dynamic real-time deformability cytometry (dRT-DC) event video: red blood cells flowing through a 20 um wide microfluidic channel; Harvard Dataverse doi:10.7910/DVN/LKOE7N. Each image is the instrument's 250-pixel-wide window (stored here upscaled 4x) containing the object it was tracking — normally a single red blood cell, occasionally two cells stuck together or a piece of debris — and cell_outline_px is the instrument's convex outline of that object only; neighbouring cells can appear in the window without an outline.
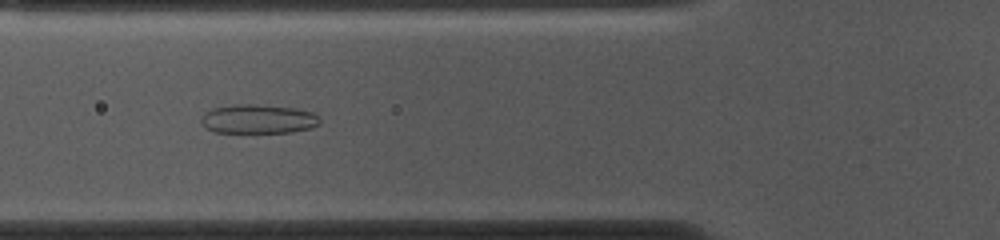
{"species": "common noctule bat (a hibernating species)", "species_latin": "Nyctalus noctula", "temperature_condition": "cold", "stored_images_in_passage": 53, "camera_frame_rate_fps": 3000, "um_per_image_px": 0.085, "animal": {"sex": "female", "body_mass_g": 10.0, "forearm_length_mm": 53.1}, "frame": {"image": 1, "passage_image": 18, "time_ms": 5.667, "image_size_px": [1000, 240], "cell_outline_px": [[320, 124], [312, 128], [292, 132], [216, 132], [208, 128], [200, 120], [204, 112], [212, 108], [236, 104], [252, 104], [296, 108], [312, 112], [320, 116]], "centroid_in_image_um": [21.99, 10.11], "position_along_channel_um": 103.8, "area_um2": 20.11}}
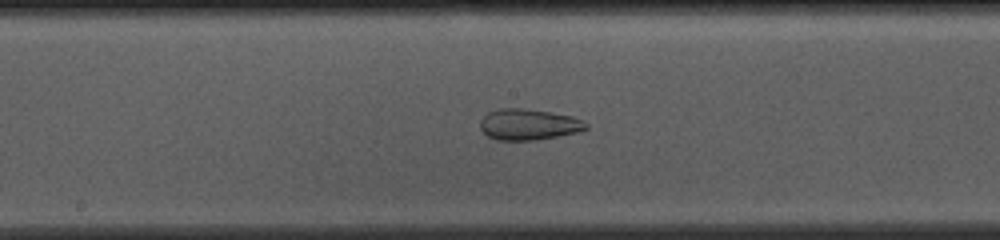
{"frame": {"image": 2, "passage_image": 26, "time_ms": 8.333, "image_size_px": [1000, 240], "cell_outline_px": [[588, 128], [576, 132], [536, 140], [496, 140], [488, 136], [480, 128], [480, 120], [488, 112], [500, 108], [524, 108], [572, 116], [584, 120], [588, 124]], "centroid_in_image_um": [44.92, 10.57], "position_along_channel_um": 203.3, "area_um2": 19.07}}
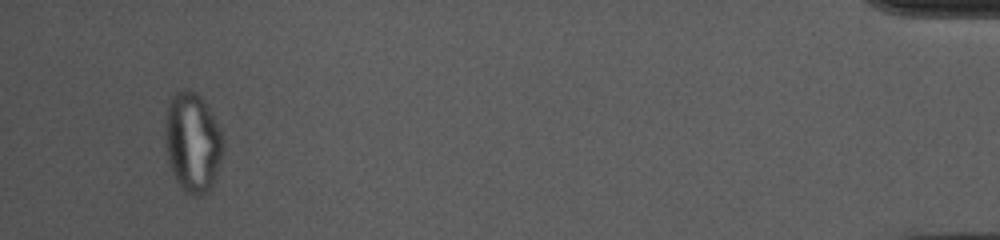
{"frame": {"image": 3, "passage_image": 50, "time_ms": 16.333, "image_size_px": [1000, 240], "cell_outline_px": [[224, 148], [212, 184], [200, 196], [196, 196], [184, 192], [176, 180], [168, 160], [164, 136], [164, 128], [168, 104], [172, 96], [176, 92], [184, 88], [188, 88], [196, 92], [200, 96], [208, 108], [220, 128], [224, 140]], "centroid_in_image_um": [16.35, 12.06], "position_along_channel_um": 418.8, "area_um2": 33.58}, "authors_computed_cell_mechanics": {"area_um2": 27.0504, "velocity_mm_per_s": 3.7148, "shape_relaxation_time_tau1_ms": null, "shape_relaxation_time_tau2_ms": 1.5159, "deformation_change_tau1": null, "deformation_change_tau2": 0.0732}}